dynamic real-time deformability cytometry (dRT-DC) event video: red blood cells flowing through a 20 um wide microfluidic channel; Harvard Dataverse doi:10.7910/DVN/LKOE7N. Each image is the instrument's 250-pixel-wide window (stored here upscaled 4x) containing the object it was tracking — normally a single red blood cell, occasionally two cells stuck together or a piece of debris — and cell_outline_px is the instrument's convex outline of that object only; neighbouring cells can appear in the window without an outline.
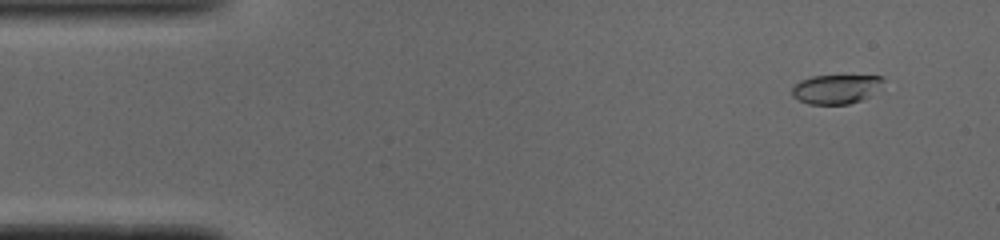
{"species": "common noctule bat (a hibernating species)", "species_latin": "Nyctalus noctula", "temperature_condition": "cold", "stored_images_in_passage": 51, "camera_frame_rate_fps": 3000, "um_per_image_px": 0.085, "animal": {"sex": "male", "body_mass_g": 19.0, "forearm_length_mm": 50.8}, "frame": {"image": 1, "passage_image": 4, "time_ms": 1.0, "image_size_px": [1000, 240], "cell_outline_px": [[884, 80], [868, 96], [860, 100], [848, 104], [808, 104], [792, 96], [792, 88], [800, 80], [812, 76], [884, 76]], "centroid_in_image_um": [71.0, 7.57], "position_along_channel_um": 14.0, "area_um2": 15.14}}
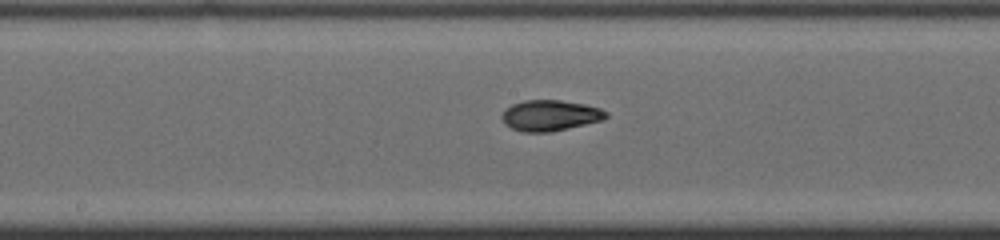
{"frame": {"image": 2, "passage_image": 26, "time_ms": 8.333, "image_size_px": [1000, 240], "cell_outline_px": [[608, 116], [604, 120], [552, 132], [524, 132], [512, 128], [504, 124], [504, 108], [512, 104], [524, 100], [560, 100], [584, 104], [600, 108], [608, 112]], "centroid_in_image_um": [46.8, 9.81], "position_along_channel_um": 201.4, "area_um2": 18.73}}
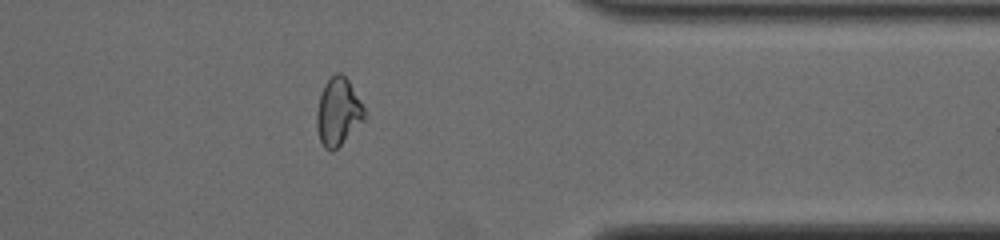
{"frame": {"image": 3, "passage_image": 41, "time_ms": 13.333, "image_size_px": [1000, 240], "cell_outline_px": [[364, 120], [332, 152], [324, 148], [320, 140], [316, 128], [316, 112], [320, 96], [324, 84], [336, 72], [340, 72], [348, 80], [364, 108]], "centroid_in_image_um": [28.71, 9.51], "position_along_channel_um": 382.7, "area_um2": 18.44}, "authors_computed_cell_mechanics": {"area_um2": 18.0914, "velocity_mm_per_s": 3.9143, "shape_relaxation_time_tau1_ms": 8.0524, "shape_relaxation_time_tau2_ms": 1.6988, "deformation_change_tau1": 0.2184, "deformation_change_tau2": 0.0705}}